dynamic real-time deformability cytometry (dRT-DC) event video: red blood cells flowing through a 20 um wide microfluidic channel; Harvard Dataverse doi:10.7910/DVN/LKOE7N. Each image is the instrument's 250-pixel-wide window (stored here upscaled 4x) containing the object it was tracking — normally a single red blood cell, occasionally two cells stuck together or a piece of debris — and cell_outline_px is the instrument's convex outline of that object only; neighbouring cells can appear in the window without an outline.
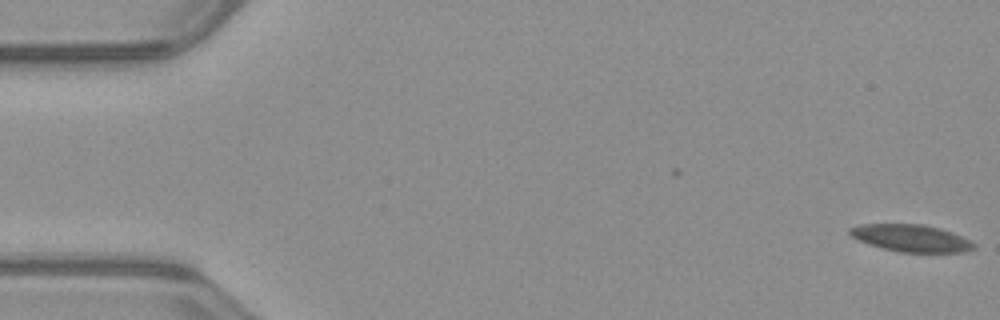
{"species": "common noctule bat (a hibernating species)", "species_latin": "Nyctalus noctula", "temperature_condition": "warm", "stored_images_in_passage": 2, "camera_frame_rate_fps": 3000, "um_per_image_px": 0.085, "animal": {"sex": "male", "body_mass_g": 23.1, "forearm_length_mm": 52.7}, "frame": {"image": 1, "passage_image": 2, "time_ms": 0.333, "image_size_px": [1000, 320], "cell_outline_px": [[976, 248], [960, 252], [900, 252], [868, 244], [852, 236], [848, 232], [848, 228], [860, 224], [920, 224], [952, 232], [976, 244]], "centroid_in_image_um": [77.41, 20.24], "position_along_channel_um": 7.6, "area_um2": 19.31}}